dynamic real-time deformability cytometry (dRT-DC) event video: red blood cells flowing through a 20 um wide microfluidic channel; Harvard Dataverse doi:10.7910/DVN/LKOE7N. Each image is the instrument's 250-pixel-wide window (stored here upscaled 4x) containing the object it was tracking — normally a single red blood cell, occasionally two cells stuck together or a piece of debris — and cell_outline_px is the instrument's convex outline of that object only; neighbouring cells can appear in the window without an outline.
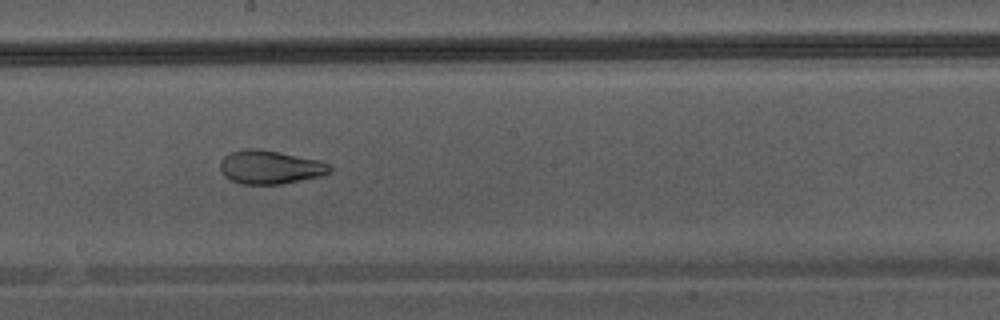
{"species": "Egyptian fruit bat (a non-hibernating species)", "species_latin": "Rousettus aegyptiacus", "temperature_condition": "warm", "stored_images_in_passage": 29, "camera_frame_rate_fps": 3000, "um_per_image_px": 0.085, "animal": {"sex": "male"}, "frame": {"image": 1, "passage_image": 13, "time_ms": 4.0, "image_size_px": [1000, 320], "cell_outline_px": [[332, 172], [316, 176], [280, 184], [240, 184], [224, 176], [220, 168], [220, 164], [224, 156], [232, 152], [244, 148], [260, 148], [320, 160], [328, 164], [332, 168]], "centroid_in_image_um": [22.93, 14.19], "position_along_channel_um": 225.3, "area_um2": 21.33}}